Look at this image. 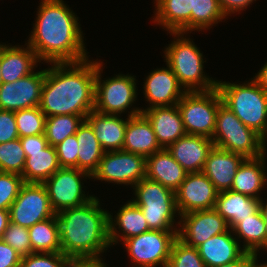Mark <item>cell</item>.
Here are the masks:
<instances>
[{"mask_svg":"<svg viewBox=\"0 0 267 267\" xmlns=\"http://www.w3.org/2000/svg\"><path fill=\"white\" fill-rule=\"evenodd\" d=\"M28 44L40 62L64 63L87 59L78 17L62 0H41ZM77 17V18H76Z\"/></svg>","mask_w":267,"mask_h":267,"instance_id":"6da1fadb","label":"cell"},{"mask_svg":"<svg viewBox=\"0 0 267 267\" xmlns=\"http://www.w3.org/2000/svg\"><path fill=\"white\" fill-rule=\"evenodd\" d=\"M46 68L39 108L46 117L87 116L94 110L97 61L51 63Z\"/></svg>","mask_w":267,"mask_h":267,"instance_id":"7a4b0ae2","label":"cell"},{"mask_svg":"<svg viewBox=\"0 0 267 267\" xmlns=\"http://www.w3.org/2000/svg\"><path fill=\"white\" fill-rule=\"evenodd\" d=\"M61 253L70 259L101 258L109 246V212L94 197L88 203L56 214Z\"/></svg>","mask_w":267,"mask_h":267,"instance_id":"3957f363","label":"cell"},{"mask_svg":"<svg viewBox=\"0 0 267 267\" xmlns=\"http://www.w3.org/2000/svg\"><path fill=\"white\" fill-rule=\"evenodd\" d=\"M235 84L217 81L223 104L247 127L267 141V93L251 79Z\"/></svg>","mask_w":267,"mask_h":267,"instance_id":"277c9868","label":"cell"},{"mask_svg":"<svg viewBox=\"0 0 267 267\" xmlns=\"http://www.w3.org/2000/svg\"><path fill=\"white\" fill-rule=\"evenodd\" d=\"M174 41L165 49V62L178 78L186 92L209 91L217 87V81L207 77L203 71V53L193 40L184 38V33H170Z\"/></svg>","mask_w":267,"mask_h":267,"instance_id":"5b68a950","label":"cell"},{"mask_svg":"<svg viewBox=\"0 0 267 267\" xmlns=\"http://www.w3.org/2000/svg\"><path fill=\"white\" fill-rule=\"evenodd\" d=\"M214 146L242 155L257 158L266 152V141L255 131L244 125L223 103L216 114Z\"/></svg>","mask_w":267,"mask_h":267,"instance_id":"8992f818","label":"cell"},{"mask_svg":"<svg viewBox=\"0 0 267 267\" xmlns=\"http://www.w3.org/2000/svg\"><path fill=\"white\" fill-rule=\"evenodd\" d=\"M133 190L136 199L132 201L141 208L150 230L178 231L174 228L178 213L175 192L146 177L135 184Z\"/></svg>","mask_w":267,"mask_h":267,"instance_id":"52a82bcc","label":"cell"},{"mask_svg":"<svg viewBox=\"0 0 267 267\" xmlns=\"http://www.w3.org/2000/svg\"><path fill=\"white\" fill-rule=\"evenodd\" d=\"M222 103L217 87L209 91L186 92L177 104L186 133L212 139L216 114Z\"/></svg>","mask_w":267,"mask_h":267,"instance_id":"ba28073f","label":"cell"},{"mask_svg":"<svg viewBox=\"0 0 267 267\" xmlns=\"http://www.w3.org/2000/svg\"><path fill=\"white\" fill-rule=\"evenodd\" d=\"M102 63L97 61L94 110L104 114H120L131 108L137 97L136 76L119 74L101 80Z\"/></svg>","mask_w":267,"mask_h":267,"instance_id":"9c48e42d","label":"cell"},{"mask_svg":"<svg viewBox=\"0 0 267 267\" xmlns=\"http://www.w3.org/2000/svg\"><path fill=\"white\" fill-rule=\"evenodd\" d=\"M177 234L178 231L150 230L128 238L123 244L136 267H167Z\"/></svg>","mask_w":267,"mask_h":267,"instance_id":"30bf717a","label":"cell"},{"mask_svg":"<svg viewBox=\"0 0 267 267\" xmlns=\"http://www.w3.org/2000/svg\"><path fill=\"white\" fill-rule=\"evenodd\" d=\"M82 177L90 179L91 175L77 168L61 167L43 183L55 214L82 206L94 198L92 195L86 196L83 191Z\"/></svg>","mask_w":267,"mask_h":267,"instance_id":"8fae6325","label":"cell"},{"mask_svg":"<svg viewBox=\"0 0 267 267\" xmlns=\"http://www.w3.org/2000/svg\"><path fill=\"white\" fill-rule=\"evenodd\" d=\"M146 177V157L123 150L104 152L91 178L133 187Z\"/></svg>","mask_w":267,"mask_h":267,"instance_id":"7c38bea8","label":"cell"},{"mask_svg":"<svg viewBox=\"0 0 267 267\" xmlns=\"http://www.w3.org/2000/svg\"><path fill=\"white\" fill-rule=\"evenodd\" d=\"M55 214L43 183H24L9 208L10 222L30 228Z\"/></svg>","mask_w":267,"mask_h":267,"instance_id":"4fadbf2b","label":"cell"},{"mask_svg":"<svg viewBox=\"0 0 267 267\" xmlns=\"http://www.w3.org/2000/svg\"><path fill=\"white\" fill-rule=\"evenodd\" d=\"M219 191L203 172L188 173L175 191L178 215L215 207Z\"/></svg>","mask_w":267,"mask_h":267,"instance_id":"5bb4252c","label":"cell"},{"mask_svg":"<svg viewBox=\"0 0 267 267\" xmlns=\"http://www.w3.org/2000/svg\"><path fill=\"white\" fill-rule=\"evenodd\" d=\"M177 237L192 247H198L209 238L228 231L225 219L214 209L180 215Z\"/></svg>","mask_w":267,"mask_h":267,"instance_id":"9a60e30c","label":"cell"},{"mask_svg":"<svg viewBox=\"0 0 267 267\" xmlns=\"http://www.w3.org/2000/svg\"><path fill=\"white\" fill-rule=\"evenodd\" d=\"M46 69L32 72L14 82L0 84V110L17 111L40 104Z\"/></svg>","mask_w":267,"mask_h":267,"instance_id":"2e32d148","label":"cell"},{"mask_svg":"<svg viewBox=\"0 0 267 267\" xmlns=\"http://www.w3.org/2000/svg\"><path fill=\"white\" fill-rule=\"evenodd\" d=\"M143 88L148 108L175 106L186 93L168 65L150 72Z\"/></svg>","mask_w":267,"mask_h":267,"instance_id":"e0dca14e","label":"cell"},{"mask_svg":"<svg viewBox=\"0 0 267 267\" xmlns=\"http://www.w3.org/2000/svg\"><path fill=\"white\" fill-rule=\"evenodd\" d=\"M123 151L143 155L146 158L162 148L157 142L153 127L141 108L128 112Z\"/></svg>","mask_w":267,"mask_h":267,"instance_id":"ac0fdd59","label":"cell"},{"mask_svg":"<svg viewBox=\"0 0 267 267\" xmlns=\"http://www.w3.org/2000/svg\"><path fill=\"white\" fill-rule=\"evenodd\" d=\"M214 147L212 139L186 134L171 144L167 150L187 173L202 172L208 154Z\"/></svg>","mask_w":267,"mask_h":267,"instance_id":"d6986e66","label":"cell"},{"mask_svg":"<svg viewBox=\"0 0 267 267\" xmlns=\"http://www.w3.org/2000/svg\"><path fill=\"white\" fill-rule=\"evenodd\" d=\"M142 113L150 121L161 148L167 149L171 144L187 134L177 105L143 108Z\"/></svg>","mask_w":267,"mask_h":267,"instance_id":"ffe728a7","label":"cell"},{"mask_svg":"<svg viewBox=\"0 0 267 267\" xmlns=\"http://www.w3.org/2000/svg\"><path fill=\"white\" fill-rule=\"evenodd\" d=\"M246 158L214 146L208 154L202 172L221 192L230 190L236 171Z\"/></svg>","mask_w":267,"mask_h":267,"instance_id":"44dd1931","label":"cell"},{"mask_svg":"<svg viewBox=\"0 0 267 267\" xmlns=\"http://www.w3.org/2000/svg\"><path fill=\"white\" fill-rule=\"evenodd\" d=\"M35 51L27 44L26 48L0 43V65L2 83L14 82L34 72L39 62Z\"/></svg>","mask_w":267,"mask_h":267,"instance_id":"7402d4cb","label":"cell"},{"mask_svg":"<svg viewBox=\"0 0 267 267\" xmlns=\"http://www.w3.org/2000/svg\"><path fill=\"white\" fill-rule=\"evenodd\" d=\"M92 127L102 149L107 151L122 150L127 120L116 114H104L91 111L85 119Z\"/></svg>","mask_w":267,"mask_h":267,"instance_id":"603a6c76","label":"cell"},{"mask_svg":"<svg viewBox=\"0 0 267 267\" xmlns=\"http://www.w3.org/2000/svg\"><path fill=\"white\" fill-rule=\"evenodd\" d=\"M232 229L225 233L212 236L197 248L202 261L207 267H217L238 260L245 251L233 236Z\"/></svg>","mask_w":267,"mask_h":267,"instance_id":"cb8c5ba5","label":"cell"},{"mask_svg":"<svg viewBox=\"0 0 267 267\" xmlns=\"http://www.w3.org/2000/svg\"><path fill=\"white\" fill-rule=\"evenodd\" d=\"M185 169L162 148L146 158V178L175 192L187 176Z\"/></svg>","mask_w":267,"mask_h":267,"instance_id":"d4e9b609","label":"cell"},{"mask_svg":"<svg viewBox=\"0 0 267 267\" xmlns=\"http://www.w3.org/2000/svg\"><path fill=\"white\" fill-rule=\"evenodd\" d=\"M112 217L109 213V242L111 245L119 243V238L120 241H125L150 231L141 208L131 200L120 208L114 220ZM116 227L119 231L116 230ZM120 231L122 235H120Z\"/></svg>","mask_w":267,"mask_h":267,"instance_id":"484cf974","label":"cell"},{"mask_svg":"<svg viewBox=\"0 0 267 267\" xmlns=\"http://www.w3.org/2000/svg\"><path fill=\"white\" fill-rule=\"evenodd\" d=\"M154 22L168 33H191L192 0H155ZM186 32V33H185Z\"/></svg>","mask_w":267,"mask_h":267,"instance_id":"4316f807","label":"cell"},{"mask_svg":"<svg viewBox=\"0 0 267 267\" xmlns=\"http://www.w3.org/2000/svg\"><path fill=\"white\" fill-rule=\"evenodd\" d=\"M266 159V153L257 158H246L236 171L230 190L261 199L259 192L267 185Z\"/></svg>","mask_w":267,"mask_h":267,"instance_id":"83f0119b","label":"cell"},{"mask_svg":"<svg viewBox=\"0 0 267 267\" xmlns=\"http://www.w3.org/2000/svg\"><path fill=\"white\" fill-rule=\"evenodd\" d=\"M259 205L260 199L225 190L218 193L214 209L225 219L229 229H233L242 219L253 215Z\"/></svg>","mask_w":267,"mask_h":267,"instance_id":"f1b7e54d","label":"cell"},{"mask_svg":"<svg viewBox=\"0 0 267 267\" xmlns=\"http://www.w3.org/2000/svg\"><path fill=\"white\" fill-rule=\"evenodd\" d=\"M59 168L56 148L48 145L44 150L29 152L21 176L26 183H44Z\"/></svg>","mask_w":267,"mask_h":267,"instance_id":"f546056e","label":"cell"},{"mask_svg":"<svg viewBox=\"0 0 267 267\" xmlns=\"http://www.w3.org/2000/svg\"><path fill=\"white\" fill-rule=\"evenodd\" d=\"M232 231L234 236H237V240L244 239L242 249L246 253L257 257L259 250H267L265 223L259 209L253 215L242 219Z\"/></svg>","mask_w":267,"mask_h":267,"instance_id":"4dcf8cb0","label":"cell"},{"mask_svg":"<svg viewBox=\"0 0 267 267\" xmlns=\"http://www.w3.org/2000/svg\"><path fill=\"white\" fill-rule=\"evenodd\" d=\"M75 135L79 145L78 169L92 176L97 170L105 151L96 138L91 125L86 120L79 126Z\"/></svg>","mask_w":267,"mask_h":267,"instance_id":"1f68e13d","label":"cell"},{"mask_svg":"<svg viewBox=\"0 0 267 267\" xmlns=\"http://www.w3.org/2000/svg\"><path fill=\"white\" fill-rule=\"evenodd\" d=\"M33 252H61L57 216L41 221L28 228Z\"/></svg>","mask_w":267,"mask_h":267,"instance_id":"d6a6232c","label":"cell"},{"mask_svg":"<svg viewBox=\"0 0 267 267\" xmlns=\"http://www.w3.org/2000/svg\"><path fill=\"white\" fill-rule=\"evenodd\" d=\"M85 119L86 116L71 114L46 117L44 135L48 144L55 147L67 137L76 134Z\"/></svg>","mask_w":267,"mask_h":267,"instance_id":"836d02e7","label":"cell"},{"mask_svg":"<svg viewBox=\"0 0 267 267\" xmlns=\"http://www.w3.org/2000/svg\"><path fill=\"white\" fill-rule=\"evenodd\" d=\"M224 18L218 0H192L191 31L209 29Z\"/></svg>","mask_w":267,"mask_h":267,"instance_id":"e575fe53","label":"cell"},{"mask_svg":"<svg viewBox=\"0 0 267 267\" xmlns=\"http://www.w3.org/2000/svg\"><path fill=\"white\" fill-rule=\"evenodd\" d=\"M19 138L44 134L46 116L39 106L14 111Z\"/></svg>","mask_w":267,"mask_h":267,"instance_id":"d590c367","label":"cell"},{"mask_svg":"<svg viewBox=\"0 0 267 267\" xmlns=\"http://www.w3.org/2000/svg\"><path fill=\"white\" fill-rule=\"evenodd\" d=\"M25 161L26 154L22 148L20 138L0 143V172L22 175Z\"/></svg>","mask_w":267,"mask_h":267,"instance_id":"8d00e7d4","label":"cell"},{"mask_svg":"<svg viewBox=\"0 0 267 267\" xmlns=\"http://www.w3.org/2000/svg\"><path fill=\"white\" fill-rule=\"evenodd\" d=\"M167 267H207L199 255L198 248L184 243L178 237L171 248Z\"/></svg>","mask_w":267,"mask_h":267,"instance_id":"74e56055","label":"cell"},{"mask_svg":"<svg viewBox=\"0 0 267 267\" xmlns=\"http://www.w3.org/2000/svg\"><path fill=\"white\" fill-rule=\"evenodd\" d=\"M24 183L25 182L20 174L0 172L1 210H9Z\"/></svg>","mask_w":267,"mask_h":267,"instance_id":"f35d334b","label":"cell"},{"mask_svg":"<svg viewBox=\"0 0 267 267\" xmlns=\"http://www.w3.org/2000/svg\"><path fill=\"white\" fill-rule=\"evenodd\" d=\"M1 239L22 257L34 253L32 251L28 228L9 222Z\"/></svg>","mask_w":267,"mask_h":267,"instance_id":"ab89813d","label":"cell"},{"mask_svg":"<svg viewBox=\"0 0 267 267\" xmlns=\"http://www.w3.org/2000/svg\"><path fill=\"white\" fill-rule=\"evenodd\" d=\"M69 259L61 252H34L22 257L19 267H66Z\"/></svg>","mask_w":267,"mask_h":267,"instance_id":"60d3db41","label":"cell"},{"mask_svg":"<svg viewBox=\"0 0 267 267\" xmlns=\"http://www.w3.org/2000/svg\"><path fill=\"white\" fill-rule=\"evenodd\" d=\"M59 164L62 168L78 169L79 145L76 135L67 137L63 142L55 146Z\"/></svg>","mask_w":267,"mask_h":267,"instance_id":"b9f144b4","label":"cell"},{"mask_svg":"<svg viewBox=\"0 0 267 267\" xmlns=\"http://www.w3.org/2000/svg\"><path fill=\"white\" fill-rule=\"evenodd\" d=\"M19 138L14 111L0 110V143Z\"/></svg>","mask_w":267,"mask_h":267,"instance_id":"7bdbcfd3","label":"cell"},{"mask_svg":"<svg viewBox=\"0 0 267 267\" xmlns=\"http://www.w3.org/2000/svg\"><path fill=\"white\" fill-rule=\"evenodd\" d=\"M22 256L0 239V267H19Z\"/></svg>","mask_w":267,"mask_h":267,"instance_id":"ee69618b","label":"cell"},{"mask_svg":"<svg viewBox=\"0 0 267 267\" xmlns=\"http://www.w3.org/2000/svg\"><path fill=\"white\" fill-rule=\"evenodd\" d=\"M20 142L26 156H29V152L44 150L49 145L44 134L25 136L20 138Z\"/></svg>","mask_w":267,"mask_h":267,"instance_id":"f6af8a7d","label":"cell"},{"mask_svg":"<svg viewBox=\"0 0 267 267\" xmlns=\"http://www.w3.org/2000/svg\"><path fill=\"white\" fill-rule=\"evenodd\" d=\"M256 0H218L220 8L225 16H230L233 13L239 12L250 6Z\"/></svg>","mask_w":267,"mask_h":267,"instance_id":"bcb514c9","label":"cell"},{"mask_svg":"<svg viewBox=\"0 0 267 267\" xmlns=\"http://www.w3.org/2000/svg\"><path fill=\"white\" fill-rule=\"evenodd\" d=\"M66 267H107L102 258L69 259Z\"/></svg>","mask_w":267,"mask_h":267,"instance_id":"7dc6e473","label":"cell"},{"mask_svg":"<svg viewBox=\"0 0 267 267\" xmlns=\"http://www.w3.org/2000/svg\"><path fill=\"white\" fill-rule=\"evenodd\" d=\"M255 258V255L245 252L238 260L217 267H247Z\"/></svg>","mask_w":267,"mask_h":267,"instance_id":"c3c4849f","label":"cell"},{"mask_svg":"<svg viewBox=\"0 0 267 267\" xmlns=\"http://www.w3.org/2000/svg\"><path fill=\"white\" fill-rule=\"evenodd\" d=\"M253 79L258 83V85L267 93V63L262 66Z\"/></svg>","mask_w":267,"mask_h":267,"instance_id":"681fc988","label":"cell"},{"mask_svg":"<svg viewBox=\"0 0 267 267\" xmlns=\"http://www.w3.org/2000/svg\"><path fill=\"white\" fill-rule=\"evenodd\" d=\"M10 222L9 210L0 209V239L3 236L5 229L7 228Z\"/></svg>","mask_w":267,"mask_h":267,"instance_id":"f907efd6","label":"cell"},{"mask_svg":"<svg viewBox=\"0 0 267 267\" xmlns=\"http://www.w3.org/2000/svg\"><path fill=\"white\" fill-rule=\"evenodd\" d=\"M259 210H260L261 215L263 217V220L265 223V230H266V234H267V202L263 203L262 199H260Z\"/></svg>","mask_w":267,"mask_h":267,"instance_id":"816d5d0a","label":"cell"},{"mask_svg":"<svg viewBox=\"0 0 267 267\" xmlns=\"http://www.w3.org/2000/svg\"><path fill=\"white\" fill-rule=\"evenodd\" d=\"M257 257L247 266V267H267V263L264 264H258L257 263Z\"/></svg>","mask_w":267,"mask_h":267,"instance_id":"f5cc1de1","label":"cell"},{"mask_svg":"<svg viewBox=\"0 0 267 267\" xmlns=\"http://www.w3.org/2000/svg\"><path fill=\"white\" fill-rule=\"evenodd\" d=\"M2 83V78H1V65H0V84Z\"/></svg>","mask_w":267,"mask_h":267,"instance_id":"db71d44e","label":"cell"}]
</instances>
